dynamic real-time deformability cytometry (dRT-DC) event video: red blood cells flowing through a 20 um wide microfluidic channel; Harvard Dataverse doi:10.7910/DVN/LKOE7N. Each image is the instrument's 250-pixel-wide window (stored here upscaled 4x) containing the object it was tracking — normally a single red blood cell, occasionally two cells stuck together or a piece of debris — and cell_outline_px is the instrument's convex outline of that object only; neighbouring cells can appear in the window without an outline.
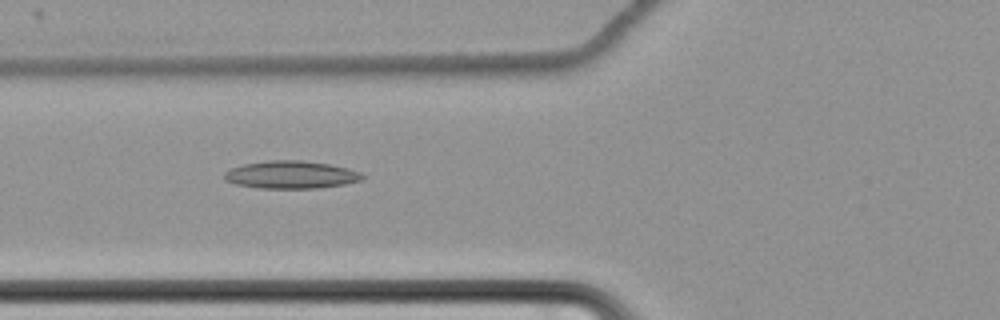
{"species": "common noctule bat (a hibernating species)", "species_latin": "Nyctalus noctula", "temperature_condition": "cold", "stored_images_in_passage": 63, "camera_frame_rate_fps": 3000, "um_per_image_px": 0.085, "animal": {"sex": "female", "body_mass_g": 22.7, "forearm_length_mm": 54.2}, "frame": {"image": 1, "passage_image": 27, "time_ms": 8.667, "image_size_px": [1000, 320], "cell_outline_px": [[364, 176], [360, 180], [344, 184], [320, 188], [256, 188], [236, 184], [224, 180], [224, 172], [232, 168], [244, 164], [268, 160], [300, 160], [328, 164], [348, 168], [360, 172]], "centroid_in_image_um": [24.71, 14.85], "position_along_channel_um": 101.1, "area_um2": 22.2}}
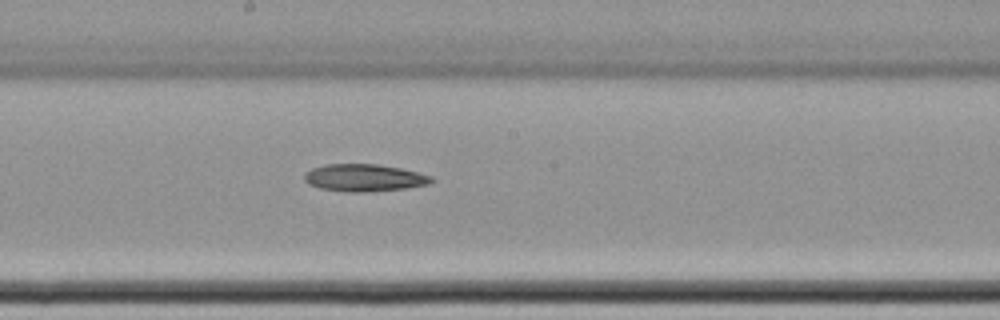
{"frame": {"image": 2, "passage_image": 37, "time_ms": 12.0, "image_size_px": [1000, 320], "cell_outline_px": [[436, 180], [428, 184], [408, 188], [364, 192], [352, 192], [320, 188], [308, 184], [304, 180], [304, 172], [312, 168], [328, 164], [380, 164], [400, 168], [432, 176]], "centroid_in_image_um": [30.96, 15.11], "position_along_channel_um": 217.2, "area_um2": 20.23}}
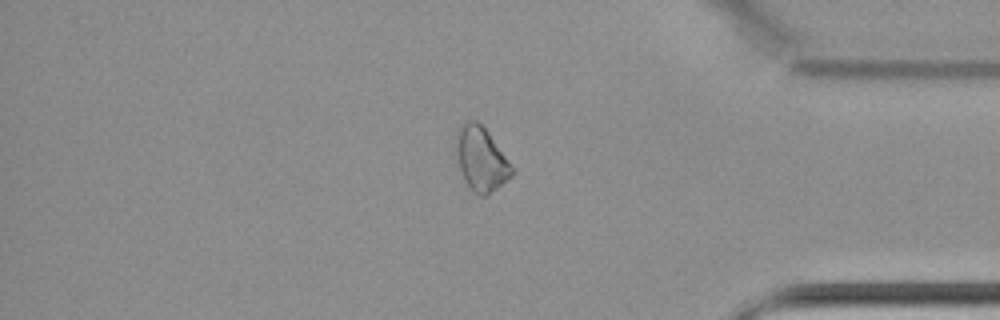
{"frame": {"image": 3, "passage_image": 54, "time_ms": 17.667, "image_size_px": [1000, 320], "cell_outline_px": [[516, 172], [512, 176], [488, 196], [480, 196], [472, 192], [464, 180], [460, 168], [456, 152], [456, 128], [460, 124], [468, 120], [476, 120], [488, 132], [516, 168]], "centroid_in_image_um": [40.92, 13.53], "position_along_channel_um": 394.3, "area_um2": 21.33}}